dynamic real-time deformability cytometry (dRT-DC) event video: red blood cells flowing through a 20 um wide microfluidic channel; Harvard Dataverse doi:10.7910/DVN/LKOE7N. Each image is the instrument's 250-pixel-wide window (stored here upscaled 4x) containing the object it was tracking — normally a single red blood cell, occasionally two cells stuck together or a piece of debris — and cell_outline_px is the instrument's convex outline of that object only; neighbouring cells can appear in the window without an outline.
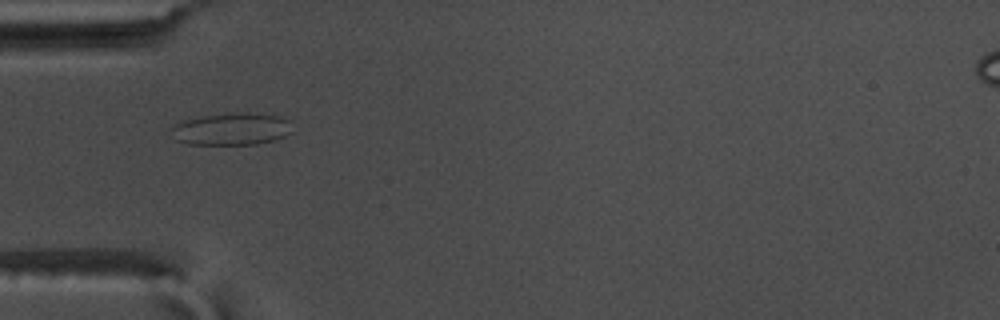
{"species": "common noctule bat (a hibernating species)", "species_latin": "Nyctalus noctula", "temperature_condition": "warm", "stored_images_in_passage": 56, "camera_frame_rate_fps": 3000, "um_per_image_px": 0.085, "animal": {"sex": "male", "body_mass_g": 17.5, "forearm_length_mm": 52.3}, "frame": {"image": 1, "passage_image": 18, "time_ms": 5.667, "image_size_px": [1000, 320], "cell_outline_px": [[292, 132], [284, 136], [272, 140], [256, 144], [188, 144], [176, 140], [168, 128], [184, 120], [204, 116], [232, 112], [248, 112], [280, 116], [288, 120]], "centroid_in_image_um": [19.66, 10.96], "position_along_channel_um": 65.3, "area_um2": 22.72}}
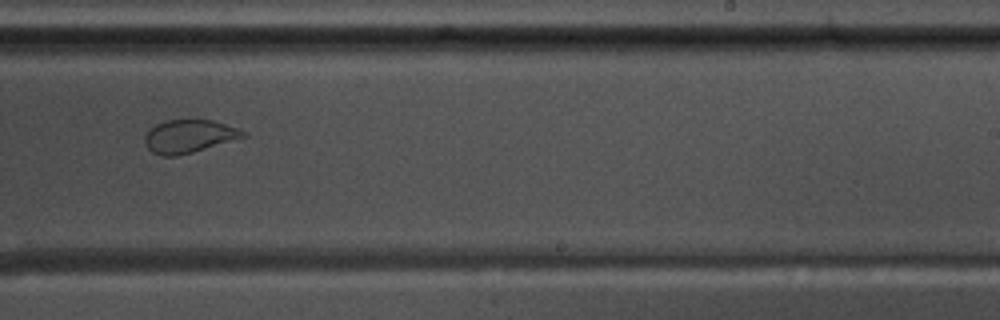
{"frame": {"image": 2, "passage_image": 35, "time_ms": 11.333, "image_size_px": [1000, 320], "cell_outline_px": [[248, 136], [192, 152], [176, 156], [160, 156], [152, 152], [144, 144], [144, 136], [156, 124], [164, 120], [212, 120], [248, 132]], "centroid_in_image_um": [16.05, 11.59], "position_along_channel_um": 272.9, "area_um2": 18.84}}
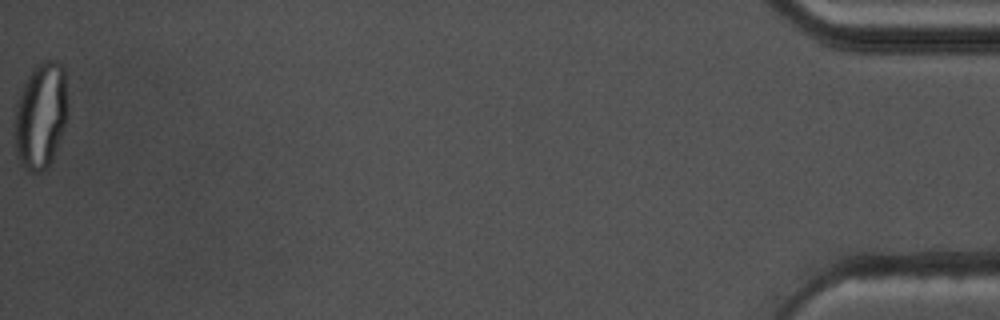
{"frame": {"image": 3, "passage_image": 56, "time_ms": 18.333, "image_size_px": [1000, 320], "cell_outline_px": [[68, 116], [60, 140], [52, 160], [48, 168], [40, 172], [28, 172], [20, 164], [16, 156], [12, 120], [16, 104], [20, 92], [32, 68], [36, 64], [44, 60], [56, 60], [64, 68], [68, 104]], "centroid_in_image_um": [3.44, 9.85], "position_along_channel_um": 431.8, "area_um2": 33.99}}